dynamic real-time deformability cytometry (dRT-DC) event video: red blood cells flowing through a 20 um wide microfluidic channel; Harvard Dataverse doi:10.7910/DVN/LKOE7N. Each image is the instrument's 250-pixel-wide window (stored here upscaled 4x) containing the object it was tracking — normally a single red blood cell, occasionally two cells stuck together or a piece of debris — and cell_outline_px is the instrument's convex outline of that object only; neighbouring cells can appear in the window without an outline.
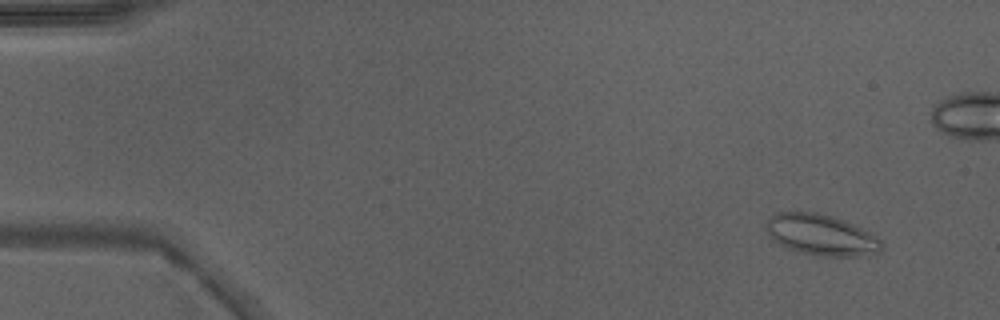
{"species": "Egyptian fruit bat (a non-hibernating species)", "species_latin": "Rousettus aegyptiacus", "temperature_condition": "warm", "stored_images_in_passage": 47, "camera_frame_rate_fps": 3000, "um_per_image_px": 0.085, "animal": {"sex": "male"}, "frame": {"image": 1, "passage_image": 5, "time_ms": 1.333, "image_size_px": [1000, 320], "cell_outline_px": [[884, 248], [880, 252], [868, 256], [816, 256], [800, 252], [788, 248], [772, 240], [768, 236], [764, 228], [764, 224], [776, 212], [816, 212], [832, 216], [844, 220], [876, 236], [880, 240]], "centroid_in_image_um": [69.78, 19.98], "position_along_channel_um": 15.2, "area_um2": 27.8}}
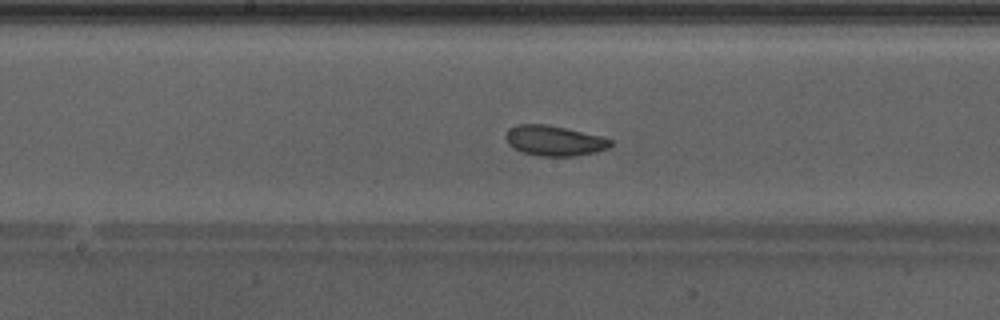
{"frame": {"image": 2, "passage_image": 27, "time_ms": 8.667, "image_size_px": [1000, 320], "cell_outline_px": [[612, 144], [608, 148], [596, 152], [576, 156], [540, 156], [524, 152], [508, 144], [504, 136], [508, 128], [516, 124], [544, 124], [604, 136], [612, 140]], "centroid_in_image_um": [47.12, 11.95], "position_along_channel_um": 201.1, "area_um2": 18.5}}
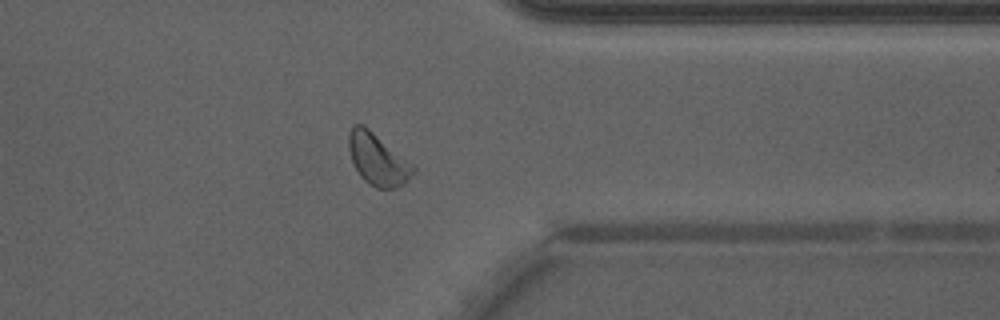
{"frame": {"image": 3, "passage_image": 40, "time_ms": 13.0, "image_size_px": [1000, 320], "cell_outline_px": [[416, 172], [404, 184], [396, 188], [376, 188], [364, 180], [360, 176], [352, 160], [348, 148], [348, 136], [352, 128], [356, 124], [364, 124], [416, 164]], "centroid_in_image_um": [32.17, 13.54], "position_along_channel_um": 379.2, "area_um2": 19.88}, "authors_computed_cell_mechanics": {"area_um2": 19.8254, "velocity_mm_per_s": 4.2457, "shape_relaxation_time_tau1_ms": 3.075, "shape_relaxation_time_tau2_ms": 2.1015, "deformation_change_tau1": 0.0995, "deformation_change_tau2": 0.0659}}